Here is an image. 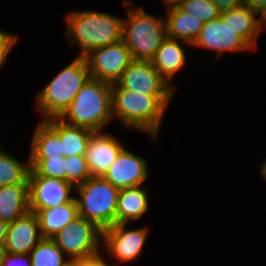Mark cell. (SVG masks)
I'll return each mask as SVG.
<instances>
[{
    "instance_id": "1",
    "label": "cell",
    "mask_w": 266,
    "mask_h": 266,
    "mask_svg": "<svg viewBox=\"0 0 266 266\" xmlns=\"http://www.w3.org/2000/svg\"><path fill=\"white\" fill-rule=\"evenodd\" d=\"M171 96H147L112 83V115L121 119L126 126H132L157 135L160 120Z\"/></svg>"
},
{
    "instance_id": "2",
    "label": "cell",
    "mask_w": 266,
    "mask_h": 266,
    "mask_svg": "<svg viewBox=\"0 0 266 266\" xmlns=\"http://www.w3.org/2000/svg\"><path fill=\"white\" fill-rule=\"evenodd\" d=\"M111 88V83L90 77L59 118L72 126L100 131L113 116Z\"/></svg>"
},
{
    "instance_id": "3",
    "label": "cell",
    "mask_w": 266,
    "mask_h": 266,
    "mask_svg": "<svg viewBox=\"0 0 266 266\" xmlns=\"http://www.w3.org/2000/svg\"><path fill=\"white\" fill-rule=\"evenodd\" d=\"M67 33L79 43L84 57L93 49L122 40L123 20L101 12H74L68 18Z\"/></svg>"
},
{
    "instance_id": "4",
    "label": "cell",
    "mask_w": 266,
    "mask_h": 266,
    "mask_svg": "<svg viewBox=\"0 0 266 266\" xmlns=\"http://www.w3.org/2000/svg\"><path fill=\"white\" fill-rule=\"evenodd\" d=\"M85 57L79 56L64 68L42 92L38 106L46 118H59L70 106L81 87L90 79Z\"/></svg>"
},
{
    "instance_id": "5",
    "label": "cell",
    "mask_w": 266,
    "mask_h": 266,
    "mask_svg": "<svg viewBox=\"0 0 266 266\" xmlns=\"http://www.w3.org/2000/svg\"><path fill=\"white\" fill-rule=\"evenodd\" d=\"M78 214L93 222L102 231L116 224L119 189L102 176H92L76 186Z\"/></svg>"
},
{
    "instance_id": "6",
    "label": "cell",
    "mask_w": 266,
    "mask_h": 266,
    "mask_svg": "<svg viewBox=\"0 0 266 266\" xmlns=\"http://www.w3.org/2000/svg\"><path fill=\"white\" fill-rule=\"evenodd\" d=\"M127 12L129 19L123 20L122 40L133 60L151 61L166 38L165 20L148 15L142 8Z\"/></svg>"
},
{
    "instance_id": "7",
    "label": "cell",
    "mask_w": 266,
    "mask_h": 266,
    "mask_svg": "<svg viewBox=\"0 0 266 266\" xmlns=\"http://www.w3.org/2000/svg\"><path fill=\"white\" fill-rule=\"evenodd\" d=\"M99 237H102V230L78 216L51 239L70 256L71 261H82L99 253Z\"/></svg>"
},
{
    "instance_id": "8",
    "label": "cell",
    "mask_w": 266,
    "mask_h": 266,
    "mask_svg": "<svg viewBox=\"0 0 266 266\" xmlns=\"http://www.w3.org/2000/svg\"><path fill=\"white\" fill-rule=\"evenodd\" d=\"M84 57L88 64L90 76L111 84L116 83L123 71L133 61L130 50L123 40L93 49Z\"/></svg>"
},
{
    "instance_id": "9",
    "label": "cell",
    "mask_w": 266,
    "mask_h": 266,
    "mask_svg": "<svg viewBox=\"0 0 266 266\" xmlns=\"http://www.w3.org/2000/svg\"><path fill=\"white\" fill-rule=\"evenodd\" d=\"M116 84L124 89L147 96H171L173 87L154 68L151 61L133 60Z\"/></svg>"
},
{
    "instance_id": "10",
    "label": "cell",
    "mask_w": 266,
    "mask_h": 266,
    "mask_svg": "<svg viewBox=\"0 0 266 266\" xmlns=\"http://www.w3.org/2000/svg\"><path fill=\"white\" fill-rule=\"evenodd\" d=\"M73 184L66 180L38 175L30 168L28 175L29 209H47L71 202Z\"/></svg>"
},
{
    "instance_id": "11",
    "label": "cell",
    "mask_w": 266,
    "mask_h": 266,
    "mask_svg": "<svg viewBox=\"0 0 266 266\" xmlns=\"http://www.w3.org/2000/svg\"><path fill=\"white\" fill-rule=\"evenodd\" d=\"M147 174L146 161L123 148L102 177L121 190L140 186Z\"/></svg>"
},
{
    "instance_id": "12",
    "label": "cell",
    "mask_w": 266,
    "mask_h": 266,
    "mask_svg": "<svg viewBox=\"0 0 266 266\" xmlns=\"http://www.w3.org/2000/svg\"><path fill=\"white\" fill-rule=\"evenodd\" d=\"M125 225L126 223L114 224L102 231V238L109 252L122 262L139 256L147 234V228L126 231Z\"/></svg>"
},
{
    "instance_id": "13",
    "label": "cell",
    "mask_w": 266,
    "mask_h": 266,
    "mask_svg": "<svg viewBox=\"0 0 266 266\" xmlns=\"http://www.w3.org/2000/svg\"><path fill=\"white\" fill-rule=\"evenodd\" d=\"M192 45L218 51V56L227 50H245L251 47L220 18L206 22Z\"/></svg>"
},
{
    "instance_id": "14",
    "label": "cell",
    "mask_w": 266,
    "mask_h": 266,
    "mask_svg": "<svg viewBox=\"0 0 266 266\" xmlns=\"http://www.w3.org/2000/svg\"><path fill=\"white\" fill-rule=\"evenodd\" d=\"M36 214H27L9 223L5 249L8 253L30 254L42 239Z\"/></svg>"
},
{
    "instance_id": "15",
    "label": "cell",
    "mask_w": 266,
    "mask_h": 266,
    "mask_svg": "<svg viewBox=\"0 0 266 266\" xmlns=\"http://www.w3.org/2000/svg\"><path fill=\"white\" fill-rule=\"evenodd\" d=\"M122 149V145L112 136L95 132L85 153L91 176H103Z\"/></svg>"
},
{
    "instance_id": "16",
    "label": "cell",
    "mask_w": 266,
    "mask_h": 266,
    "mask_svg": "<svg viewBox=\"0 0 266 266\" xmlns=\"http://www.w3.org/2000/svg\"><path fill=\"white\" fill-rule=\"evenodd\" d=\"M38 218L42 238H52L79 216L76 198L71 202L47 209H30Z\"/></svg>"
},
{
    "instance_id": "17",
    "label": "cell",
    "mask_w": 266,
    "mask_h": 266,
    "mask_svg": "<svg viewBox=\"0 0 266 266\" xmlns=\"http://www.w3.org/2000/svg\"><path fill=\"white\" fill-rule=\"evenodd\" d=\"M29 159H50L63 157L60 141V118H49L38 126L33 140Z\"/></svg>"
},
{
    "instance_id": "18",
    "label": "cell",
    "mask_w": 266,
    "mask_h": 266,
    "mask_svg": "<svg viewBox=\"0 0 266 266\" xmlns=\"http://www.w3.org/2000/svg\"><path fill=\"white\" fill-rule=\"evenodd\" d=\"M30 211L28 183L0 187V219L14 222Z\"/></svg>"
},
{
    "instance_id": "19",
    "label": "cell",
    "mask_w": 266,
    "mask_h": 266,
    "mask_svg": "<svg viewBox=\"0 0 266 266\" xmlns=\"http://www.w3.org/2000/svg\"><path fill=\"white\" fill-rule=\"evenodd\" d=\"M257 15L248 6L243 5L221 12L219 18L222 21H227L234 33L252 48L255 46V39L261 29V19H256Z\"/></svg>"
},
{
    "instance_id": "20",
    "label": "cell",
    "mask_w": 266,
    "mask_h": 266,
    "mask_svg": "<svg viewBox=\"0 0 266 266\" xmlns=\"http://www.w3.org/2000/svg\"><path fill=\"white\" fill-rule=\"evenodd\" d=\"M165 22L166 37L176 40L182 39L189 44L195 42L204 25L201 19L185 13L178 6H171L168 19Z\"/></svg>"
},
{
    "instance_id": "21",
    "label": "cell",
    "mask_w": 266,
    "mask_h": 266,
    "mask_svg": "<svg viewBox=\"0 0 266 266\" xmlns=\"http://www.w3.org/2000/svg\"><path fill=\"white\" fill-rule=\"evenodd\" d=\"M148 209L146 191L140 186L121 189L118 194L116 224L140 218Z\"/></svg>"
},
{
    "instance_id": "22",
    "label": "cell",
    "mask_w": 266,
    "mask_h": 266,
    "mask_svg": "<svg viewBox=\"0 0 266 266\" xmlns=\"http://www.w3.org/2000/svg\"><path fill=\"white\" fill-rule=\"evenodd\" d=\"M177 42L176 39L166 37L151 60L154 68L167 82L185 63L184 50Z\"/></svg>"
},
{
    "instance_id": "23",
    "label": "cell",
    "mask_w": 266,
    "mask_h": 266,
    "mask_svg": "<svg viewBox=\"0 0 266 266\" xmlns=\"http://www.w3.org/2000/svg\"><path fill=\"white\" fill-rule=\"evenodd\" d=\"M94 133L88 128L72 126L60 119L62 156L85 155L88 142Z\"/></svg>"
},
{
    "instance_id": "24",
    "label": "cell",
    "mask_w": 266,
    "mask_h": 266,
    "mask_svg": "<svg viewBox=\"0 0 266 266\" xmlns=\"http://www.w3.org/2000/svg\"><path fill=\"white\" fill-rule=\"evenodd\" d=\"M30 163L23 164L0 149V187L28 183Z\"/></svg>"
},
{
    "instance_id": "25",
    "label": "cell",
    "mask_w": 266,
    "mask_h": 266,
    "mask_svg": "<svg viewBox=\"0 0 266 266\" xmlns=\"http://www.w3.org/2000/svg\"><path fill=\"white\" fill-rule=\"evenodd\" d=\"M64 252L50 238H42L31 251L32 266H65Z\"/></svg>"
},
{
    "instance_id": "26",
    "label": "cell",
    "mask_w": 266,
    "mask_h": 266,
    "mask_svg": "<svg viewBox=\"0 0 266 266\" xmlns=\"http://www.w3.org/2000/svg\"><path fill=\"white\" fill-rule=\"evenodd\" d=\"M178 7L204 23L220 17L221 11L211 0H182Z\"/></svg>"
},
{
    "instance_id": "27",
    "label": "cell",
    "mask_w": 266,
    "mask_h": 266,
    "mask_svg": "<svg viewBox=\"0 0 266 266\" xmlns=\"http://www.w3.org/2000/svg\"><path fill=\"white\" fill-rule=\"evenodd\" d=\"M30 168L38 175L66 180L65 157L50 159H29Z\"/></svg>"
},
{
    "instance_id": "28",
    "label": "cell",
    "mask_w": 266,
    "mask_h": 266,
    "mask_svg": "<svg viewBox=\"0 0 266 266\" xmlns=\"http://www.w3.org/2000/svg\"><path fill=\"white\" fill-rule=\"evenodd\" d=\"M66 181L74 187L84 183L91 176L85 155L65 157Z\"/></svg>"
},
{
    "instance_id": "29",
    "label": "cell",
    "mask_w": 266,
    "mask_h": 266,
    "mask_svg": "<svg viewBox=\"0 0 266 266\" xmlns=\"http://www.w3.org/2000/svg\"><path fill=\"white\" fill-rule=\"evenodd\" d=\"M16 41V37L0 30V66L7 58V54Z\"/></svg>"
},
{
    "instance_id": "30",
    "label": "cell",
    "mask_w": 266,
    "mask_h": 266,
    "mask_svg": "<svg viewBox=\"0 0 266 266\" xmlns=\"http://www.w3.org/2000/svg\"><path fill=\"white\" fill-rule=\"evenodd\" d=\"M27 257L30 259L29 262ZM2 266H32L30 254L7 253Z\"/></svg>"
},
{
    "instance_id": "31",
    "label": "cell",
    "mask_w": 266,
    "mask_h": 266,
    "mask_svg": "<svg viewBox=\"0 0 266 266\" xmlns=\"http://www.w3.org/2000/svg\"><path fill=\"white\" fill-rule=\"evenodd\" d=\"M221 12L244 5V0H211Z\"/></svg>"
},
{
    "instance_id": "32",
    "label": "cell",
    "mask_w": 266,
    "mask_h": 266,
    "mask_svg": "<svg viewBox=\"0 0 266 266\" xmlns=\"http://www.w3.org/2000/svg\"><path fill=\"white\" fill-rule=\"evenodd\" d=\"M244 5L248 6L258 15H263L266 11V0H244Z\"/></svg>"
},
{
    "instance_id": "33",
    "label": "cell",
    "mask_w": 266,
    "mask_h": 266,
    "mask_svg": "<svg viewBox=\"0 0 266 266\" xmlns=\"http://www.w3.org/2000/svg\"><path fill=\"white\" fill-rule=\"evenodd\" d=\"M82 264L83 266H110L105 263L99 253L82 260Z\"/></svg>"
},
{
    "instance_id": "34",
    "label": "cell",
    "mask_w": 266,
    "mask_h": 266,
    "mask_svg": "<svg viewBox=\"0 0 266 266\" xmlns=\"http://www.w3.org/2000/svg\"><path fill=\"white\" fill-rule=\"evenodd\" d=\"M9 223L0 219V245H5Z\"/></svg>"
},
{
    "instance_id": "35",
    "label": "cell",
    "mask_w": 266,
    "mask_h": 266,
    "mask_svg": "<svg viewBox=\"0 0 266 266\" xmlns=\"http://www.w3.org/2000/svg\"><path fill=\"white\" fill-rule=\"evenodd\" d=\"M7 250L5 249L4 245H0V266L3 265V262L5 260L6 254H7Z\"/></svg>"
},
{
    "instance_id": "36",
    "label": "cell",
    "mask_w": 266,
    "mask_h": 266,
    "mask_svg": "<svg viewBox=\"0 0 266 266\" xmlns=\"http://www.w3.org/2000/svg\"><path fill=\"white\" fill-rule=\"evenodd\" d=\"M182 0H164V2H166L167 3V5L169 4H171L172 5V7H174V6H178L179 5V3L181 2Z\"/></svg>"
},
{
    "instance_id": "37",
    "label": "cell",
    "mask_w": 266,
    "mask_h": 266,
    "mask_svg": "<svg viewBox=\"0 0 266 266\" xmlns=\"http://www.w3.org/2000/svg\"><path fill=\"white\" fill-rule=\"evenodd\" d=\"M65 266H83L82 261H71Z\"/></svg>"
},
{
    "instance_id": "38",
    "label": "cell",
    "mask_w": 266,
    "mask_h": 266,
    "mask_svg": "<svg viewBox=\"0 0 266 266\" xmlns=\"http://www.w3.org/2000/svg\"><path fill=\"white\" fill-rule=\"evenodd\" d=\"M262 175L266 178V162L263 164L262 166V170H261Z\"/></svg>"
},
{
    "instance_id": "39",
    "label": "cell",
    "mask_w": 266,
    "mask_h": 266,
    "mask_svg": "<svg viewBox=\"0 0 266 266\" xmlns=\"http://www.w3.org/2000/svg\"><path fill=\"white\" fill-rule=\"evenodd\" d=\"M261 17H262V18H261V24H262L263 22L266 23V11H265V13H264Z\"/></svg>"
}]
</instances>
